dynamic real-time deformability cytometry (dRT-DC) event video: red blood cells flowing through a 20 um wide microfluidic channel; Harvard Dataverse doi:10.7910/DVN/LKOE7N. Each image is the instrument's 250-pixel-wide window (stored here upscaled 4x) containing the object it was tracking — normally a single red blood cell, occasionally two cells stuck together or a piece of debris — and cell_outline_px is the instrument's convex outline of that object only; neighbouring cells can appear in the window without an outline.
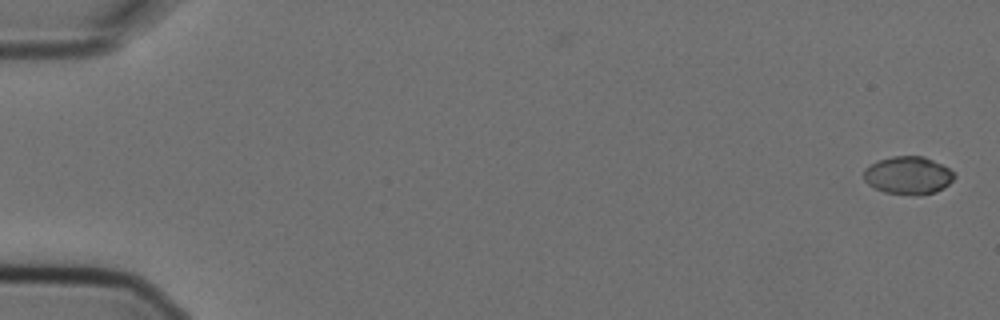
{"species": "Egyptian fruit bat (a non-hibernating species)", "species_latin": "Rousettus aegyptiacus", "temperature_condition": "cold", "stored_images_in_passage": 2, "camera_frame_rate_fps": 3000, "um_per_image_px": 0.085, "animal": {"sex": "female"}, "frame": {"image": 1, "passage_image": 1, "time_ms": 0.0, "image_size_px": [1000, 320], "cell_outline_px": [[956, 176], [944, 188], [936, 192], [920, 196], [912, 196], [884, 192], [868, 184], [864, 180], [864, 168], [876, 160], [892, 156], [924, 156], [948, 168]], "centroid_in_image_um": [77.17, 14.92], "position_along_channel_um": 7.8, "area_um2": 20.17}}